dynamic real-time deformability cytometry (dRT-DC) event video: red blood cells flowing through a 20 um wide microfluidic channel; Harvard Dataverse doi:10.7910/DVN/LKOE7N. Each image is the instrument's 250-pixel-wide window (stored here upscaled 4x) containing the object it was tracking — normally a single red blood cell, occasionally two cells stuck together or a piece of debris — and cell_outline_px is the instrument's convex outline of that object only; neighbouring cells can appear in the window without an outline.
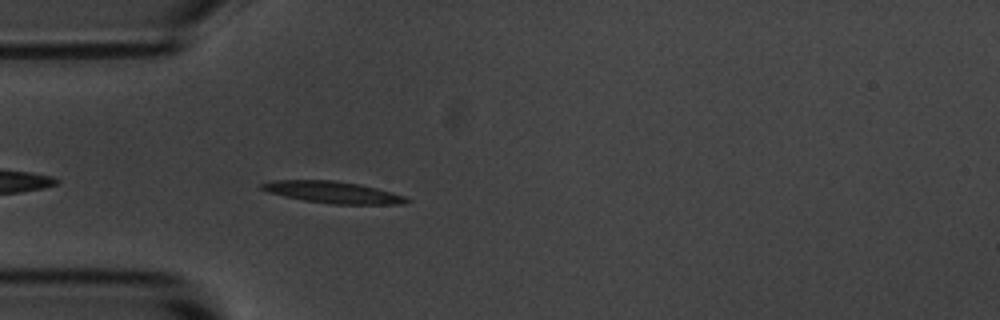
{"species": "common noctule bat (a hibernating species)", "species_latin": "Nyctalus noctula", "temperature_condition": "room temperature", "stored_images_in_passage": 45, "camera_frame_rate_fps": 3000, "um_per_image_px": 0.085, "animal": {"sex": "male", "body_mass_g": 20.1, "forearm_length_mm": 53.5}, "frame": {"image": 1, "passage_image": 5, "time_ms": 1.333, "image_size_px": [1000, 320], "cell_outline_px": [[412, 200], [404, 204], [332, 204], [304, 200], [284, 196], [268, 192], [260, 188], [260, 184], [272, 180], [332, 180], [360, 184], [392, 192], [404, 196]], "centroid_in_image_um": [28.3, 16.34], "position_along_channel_um": 56.7, "area_um2": 18.32}}
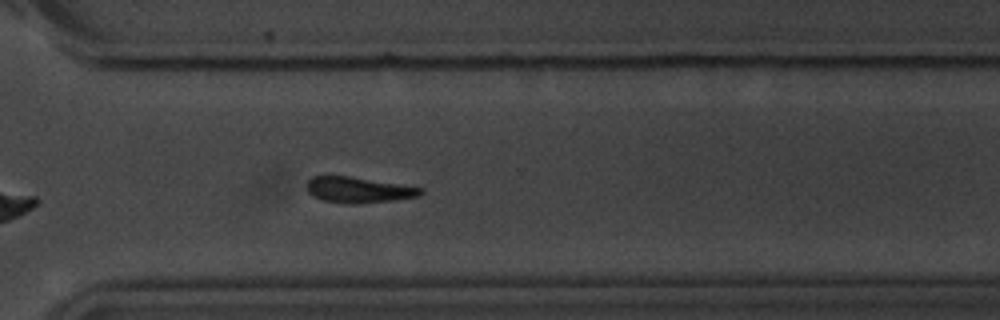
{"frame": {"image": 2, "passage_image": 29, "time_ms": 9.333, "image_size_px": [1000, 320], "cell_outline_px": [[424, 192], [420, 196], [392, 200], [356, 204], [324, 200], [312, 196], [308, 192], [308, 180], [312, 176], [348, 176], [424, 188]], "centroid_in_image_um": [30.49, 16.14], "position_along_channel_um": 340.1, "area_um2": 16.82}}
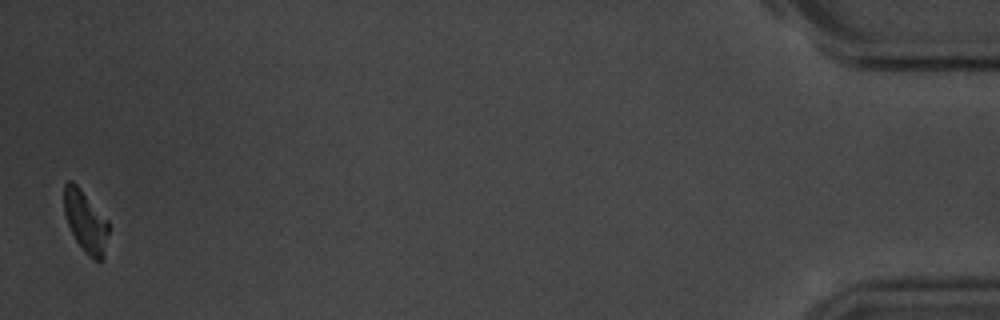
{"frame": {"image": 3, "passage_image": 44, "time_ms": 14.333, "image_size_px": [1000, 320], "cell_outline_px": [[108, 232], [104, 256], [100, 260], [96, 260], [84, 252], [76, 240], [68, 224], [64, 212], [64, 184], [68, 180], [72, 180], [76, 184], [108, 220]], "centroid_in_image_um": [7.26, 18.81], "position_along_channel_um": 427.9, "area_um2": 15.72}, "authors_computed_cell_mechanics": {"area_um2": 17.5712, "velocity_mm_per_s": 3.5923, "shape_relaxation_time_tau1_ms": 4.4237, "shape_relaxation_time_tau2_ms": null, "deformation_change_tau1": 0.1669, "deformation_change_tau2": null}}